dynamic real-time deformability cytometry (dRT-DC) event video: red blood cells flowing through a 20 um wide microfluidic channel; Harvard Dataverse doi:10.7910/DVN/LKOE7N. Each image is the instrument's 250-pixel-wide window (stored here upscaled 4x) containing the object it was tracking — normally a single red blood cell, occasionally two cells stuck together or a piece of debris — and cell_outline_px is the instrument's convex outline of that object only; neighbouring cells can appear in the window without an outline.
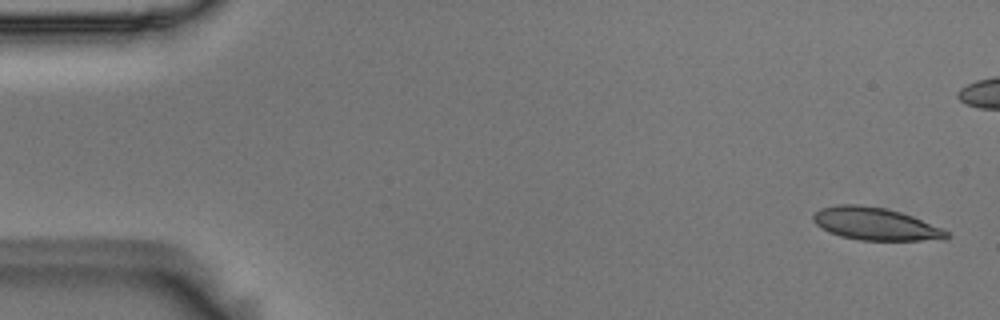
{"species": "Egyptian fruit bat (a non-hibernating species)", "species_latin": "Rousettus aegyptiacus", "temperature_condition": "room temperature", "stored_images_in_passage": 15, "camera_frame_rate_fps": 3000, "um_per_image_px": 0.085, "animal": {"sex": "male"}, "frame": {"image": 1, "passage_image": 1, "time_ms": 0.0, "image_size_px": [1000, 320], "cell_outline_px": [[948, 236], [944, 240], [860, 240], [840, 236], [816, 224], [812, 220], [812, 216], [820, 208], [836, 204], [860, 204], [884, 208], [900, 212], [912, 216], [944, 228], [948, 232]], "centroid_in_image_um": [74.43, 19.02], "position_along_channel_um": 10.6, "area_um2": 25.26}}
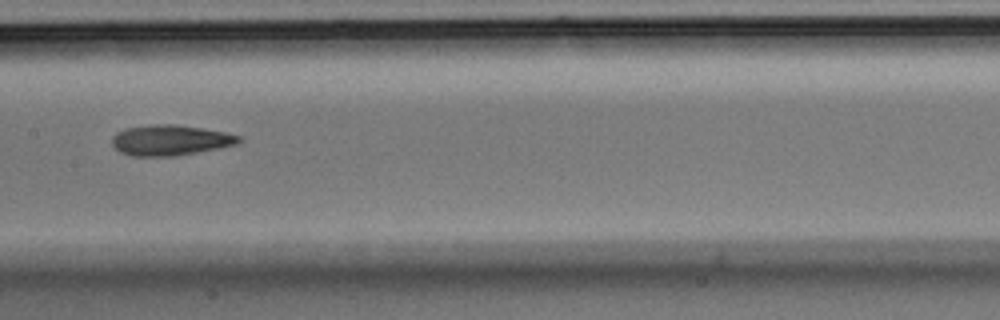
{"frame": {"image": 2, "passage_image": 9, "time_ms": 2.667, "image_size_px": [1000, 320], "cell_outline_px": [[244, 140], [236, 144], [220, 148], [176, 156], [132, 156], [120, 152], [112, 144], [112, 136], [116, 132], [124, 128], [152, 124], [172, 124], [200, 128], [224, 132], [240, 136]], "centroid_in_image_um": [14.46, 11.92], "position_along_channel_um": 192.9, "area_um2": 22.6}}
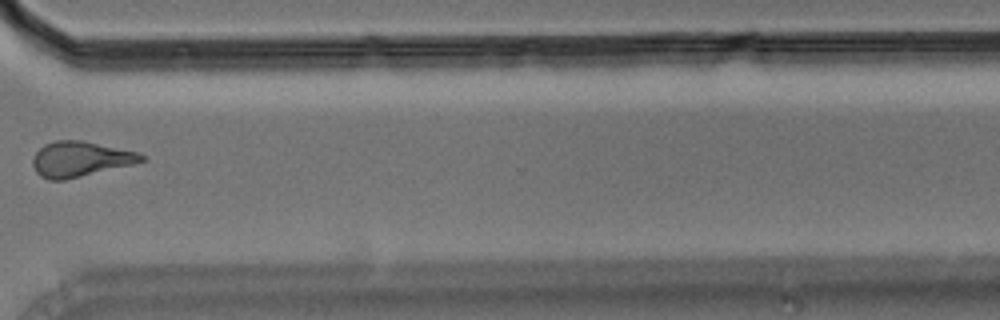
{"frame": {"image": 3, "passage_image": 13, "time_ms": 4.0, "image_size_px": [1000, 320], "cell_outline_px": [[148, 160], [136, 164], [64, 180], [48, 180], [40, 176], [36, 172], [32, 164], [32, 156], [44, 144], [56, 140], [84, 140], [136, 152], [148, 156]], "centroid_in_image_um": [6.85, 13.52], "position_along_channel_um": 363.8, "area_um2": 22.66}}